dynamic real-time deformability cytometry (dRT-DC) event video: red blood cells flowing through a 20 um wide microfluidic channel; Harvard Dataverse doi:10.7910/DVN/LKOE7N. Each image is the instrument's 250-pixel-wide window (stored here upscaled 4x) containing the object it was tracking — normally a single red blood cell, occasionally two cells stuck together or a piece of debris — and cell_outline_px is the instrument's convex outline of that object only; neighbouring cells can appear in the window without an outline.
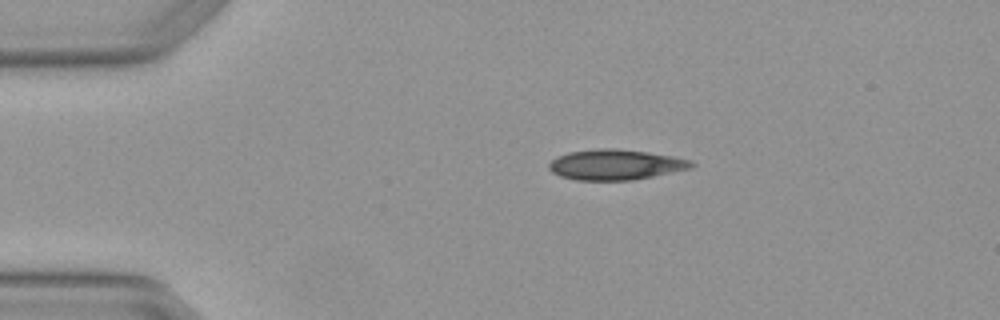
{"species": "Egyptian fruit bat (a non-hibernating species)", "species_latin": "Rousettus aegyptiacus", "temperature_condition": "warm", "stored_images_in_passage": 3, "camera_frame_rate_fps": 3000, "um_per_image_px": 0.085, "animal": {"sex": "female"}, "frame": {"image": 1, "passage_image": 1, "time_ms": 0.0, "image_size_px": [1000, 320], "cell_outline_px": [[696, 164], [692, 168], [632, 180], [576, 180], [560, 176], [552, 172], [548, 168], [548, 164], [556, 156], [568, 152], [600, 148], [616, 148], [648, 152], [672, 156], [692, 160]], "centroid_in_image_um": [52.31, 13.99], "position_along_channel_um": 32.7, "area_um2": 25.32}}
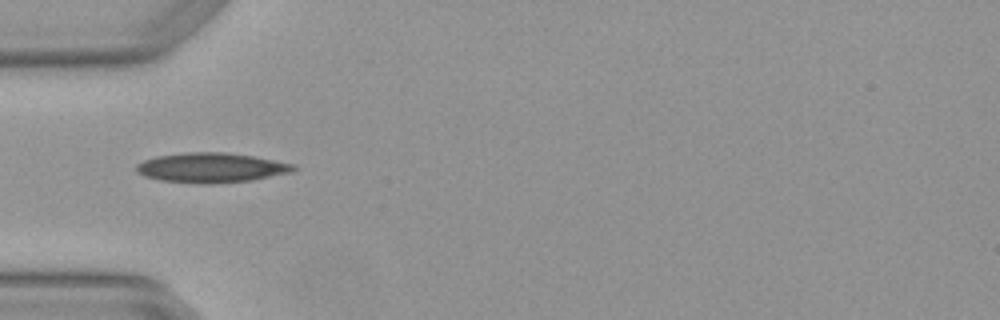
{"frame": {"image": 2, "passage_image": 2, "time_ms": 0.333, "image_size_px": [1000, 320], "cell_outline_px": [[296, 168], [292, 172], [252, 180], [212, 184], [204, 184], [160, 180], [144, 176], [136, 172], [136, 164], [144, 160], [156, 156], [184, 152], [224, 152], [252, 156], [296, 164]], "centroid_in_image_um": [17.94, 14.25], "position_along_channel_um": 67.1, "area_um2": 27.34}}
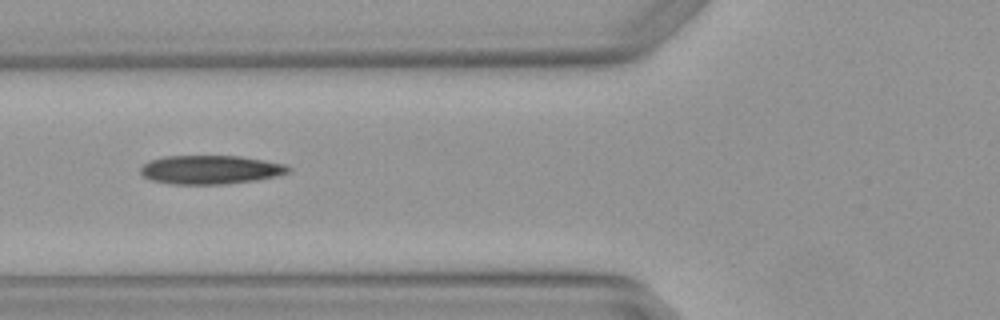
{"frame": {"image": 3, "passage_image": 3, "time_ms": 0.667, "image_size_px": [1000, 320], "cell_outline_px": [[292, 172], [276, 176], [252, 180], [224, 184], [168, 184], [152, 180], [144, 176], [140, 172], [140, 168], [148, 160], [164, 156], [240, 156], [264, 160], [284, 164], [292, 168]], "centroid_in_image_um": [17.88, 14.42], "position_along_channel_um": 107.9, "area_um2": 24.8}}